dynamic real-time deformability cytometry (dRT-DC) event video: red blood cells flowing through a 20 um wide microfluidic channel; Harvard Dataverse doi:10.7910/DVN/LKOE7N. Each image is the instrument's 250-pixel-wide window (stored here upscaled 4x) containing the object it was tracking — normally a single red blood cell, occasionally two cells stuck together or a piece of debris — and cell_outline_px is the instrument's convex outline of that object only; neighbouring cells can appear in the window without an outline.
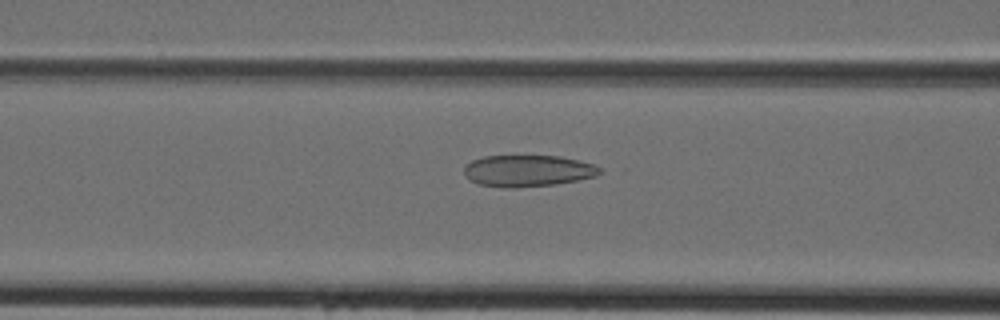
{"species": "Egyptian fruit bat (a non-hibernating species)", "species_latin": "Rousettus aegyptiacus", "temperature_condition": "cold", "stored_images_in_passage": 39, "camera_frame_rate_fps": 3000, "um_per_image_px": 0.085, "animal": {"sex": "female"}, "frame": {"image": 1, "passage_image": 13, "time_ms": 4.0, "image_size_px": [1000, 320], "cell_outline_px": [[600, 172], [596, 176], [556, 184], [516, 188], [504, 188], [476, 184], [468, 180], [464, 176], [464, 168], [472, 160], [484, 156], [560, 156], [580, 160], [592, 164], [600, 168]], "centroid_in_image_um": [44.81, 14.53], "position_along_channel_um": 121.8, "area_um2": 25.09}}
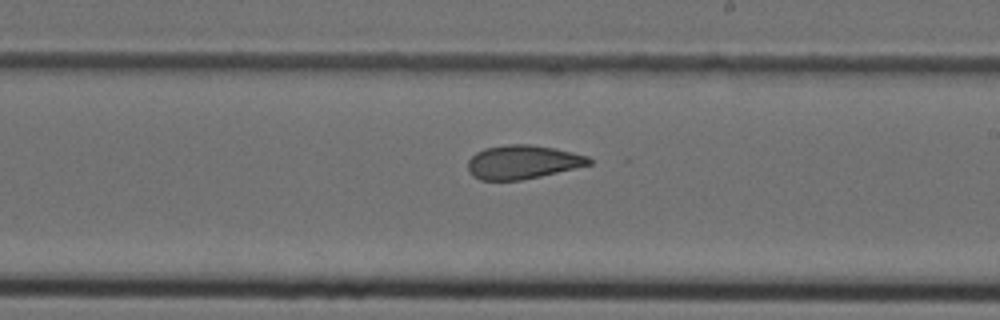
{"frame": {"image": 2, "passage_image": 21, "time_ms": 6.667, "image_size_px": [1000, 320], "cell_outline_px": [[592, 164], [540, 176], [520, 180], [480, 180], [472, 176], [468, 172], [468, 160], [476, 152], [484, 148], [508, 144], [532, 144], [556, 148], [588, 156], [592, 160]], "centroid_in_image_um": [44.41, 13.77], "position_along_channel_um": 244.6, "area_um2": 23.93}}
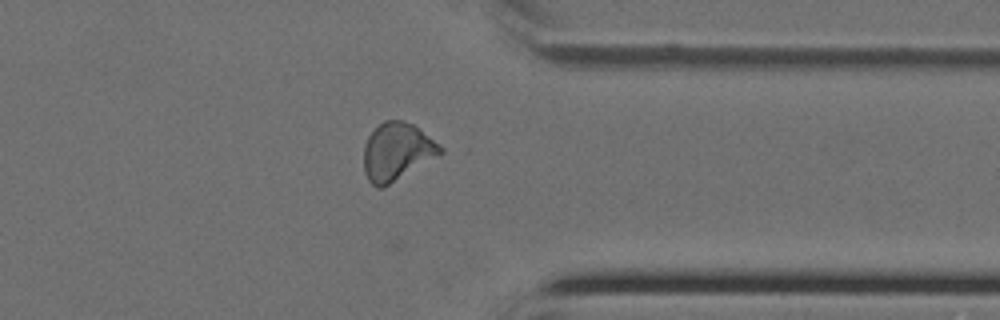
{"frame": {"image": 3, "passage_image": 30, "time_ms": 9.667, "image_size_px": [1000, 320], "cell_outline_px": [[444, 152], [384, 188], [376, 188], [368, 180], [364, 172], [364, 144], [368, 136], [384, 120], [404, 120], [412, 124], [444, 148]], "centroid_in_image_um": [33.71, 12.91], "position_along_channel_um": 377.7, "area_um2": 25.61}}